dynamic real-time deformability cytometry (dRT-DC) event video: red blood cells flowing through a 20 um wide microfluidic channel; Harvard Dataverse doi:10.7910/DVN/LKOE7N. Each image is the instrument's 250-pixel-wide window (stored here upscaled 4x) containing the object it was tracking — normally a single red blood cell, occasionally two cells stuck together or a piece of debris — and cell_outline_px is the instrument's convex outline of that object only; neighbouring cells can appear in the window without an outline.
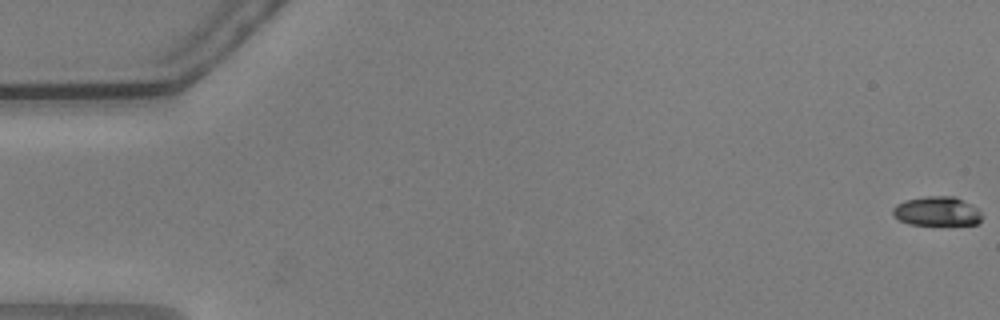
{"species": "common noctule bat (a hibernating species)", "species_latin": "Nyctalus noctula", "temperature_condition": "warm", "stored_images_in_passage": 57, "camera_frame_rate_fps": 3000, "um_per_image_px": 0.085, "animal": {"sex": "male", "body_mass_g": 20.5, "forearm_length_mm": 52.5}, "frame": {"image": 1, "passage_image": 1, "time_ms": 0.0, "image_size_px": [1000, 320], "cell_outline_px": [[980, 220], [976, 224], [908, 224], [892, 216], [892, 208], [896, 204], [904, 200], [928, 196], [956, 196], [976, 208], [980, 212]], "centroid_in_image_um": [79.57, 17.94], "position_along_channel_um": 5.4, "area_um2": 15.03}}
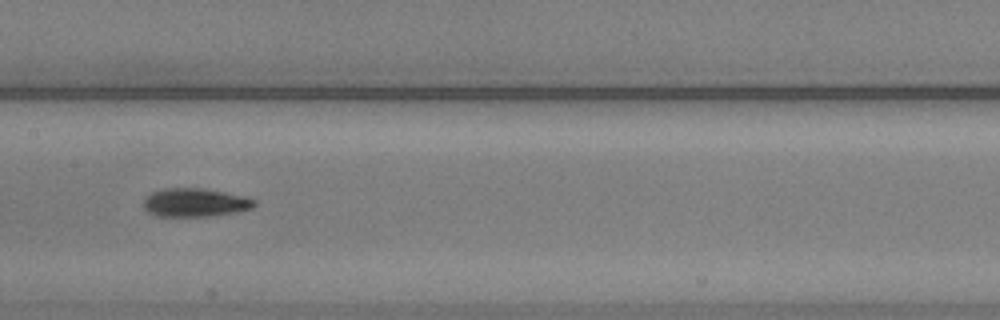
{"frame": {"image": 2, "passage_image": 29, "time_ms": 9.333, "image_size_px": [1000, 320], "cell_outline_px": [[256, 204], [252, 208], [232, 212], [204, 216], [156, 216], [148, 212], [144, 208], [144, 200], [152, 192], [160, 188], [204, 188], [248, 196], [256, 200]], "centroid_in_image_um": [16.58, 17.19], "position_along_channel_um": 190.8, "area_um2": 18.38}}
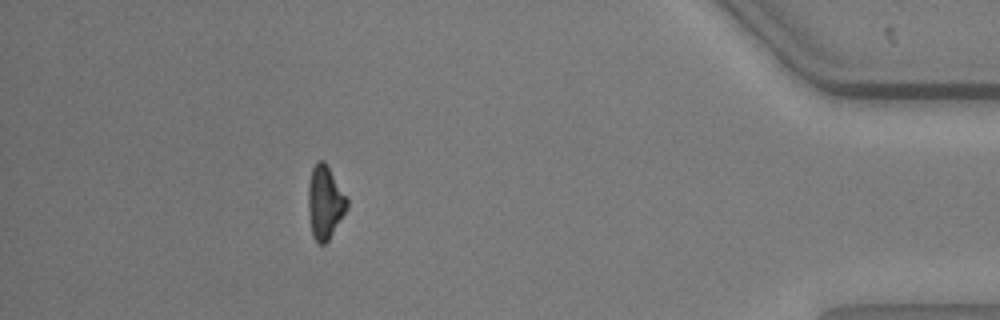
{"frame": {"image": 3, "passage_image": 51, "time_ms": 16.667, "image_size_px": [1000, 320], "cell_outline_px": [[348, 208], [328, 240], [324, 244], [320, 244], [312, 236], [308, 212], [308, 184], [312, 168], [316, 160], [324, 160], [348, 200]], "centroid_in_image_um": [27.6, 17.19], "position_along_channel_um": 407.6, "area_um2": 16.47}, "authors_computed_cell_mechanics": {"area_um2": 16.762, "velocity_mm_per_s": 3.658, "shape_relaxation_time_tau1_ms": 2.7515, "shape_relaxation_time_tau2_ms": 4.3356, "deformation_change_tau1": 0.1137, "deformation_change_tau2": 0.1236}}